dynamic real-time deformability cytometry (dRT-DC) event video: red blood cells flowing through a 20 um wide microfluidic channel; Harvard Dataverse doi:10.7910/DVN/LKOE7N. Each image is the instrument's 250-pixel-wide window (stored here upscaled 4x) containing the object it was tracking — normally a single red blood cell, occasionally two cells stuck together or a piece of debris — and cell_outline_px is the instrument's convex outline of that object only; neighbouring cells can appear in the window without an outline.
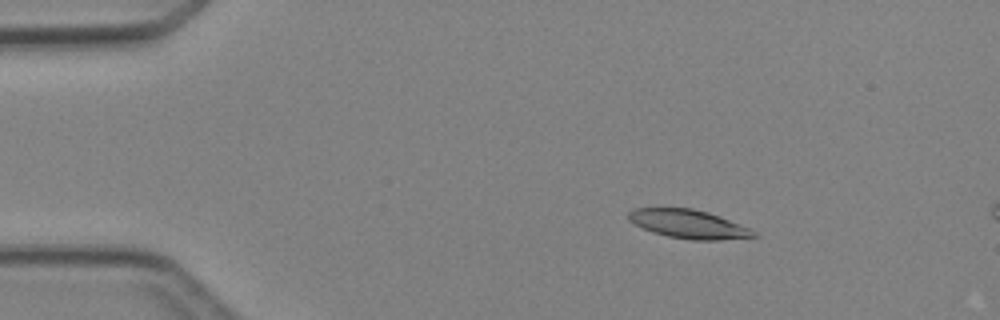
{"species": "Egyptian fruit bat (a non-hibernating species)", "species_latin": "Rousettus aegyptiacus", "temperature_condition": "cold", "stored_images_in_passage": 4, "camera_frame_rate_fps": 3000, "um_per_image_px": 0.085, "animal": {"sex": "female"}, "frame": {"image": 1, "passage_image": 3, "time_ms": 2.333, "image_size_px": [1000, 320], "cell_outline_px": [[760, 236], [752, 240], [692, 240], [668, 236], [652, 232], [628, 220], [628, 212], [632, 208], [692, 208], [708, 212], [720, 216], [752, 228]], "centroid_in_image_um": [58.67, 19.07], "position_along_channel_um": 26.3, "area_um2": 21.5}}